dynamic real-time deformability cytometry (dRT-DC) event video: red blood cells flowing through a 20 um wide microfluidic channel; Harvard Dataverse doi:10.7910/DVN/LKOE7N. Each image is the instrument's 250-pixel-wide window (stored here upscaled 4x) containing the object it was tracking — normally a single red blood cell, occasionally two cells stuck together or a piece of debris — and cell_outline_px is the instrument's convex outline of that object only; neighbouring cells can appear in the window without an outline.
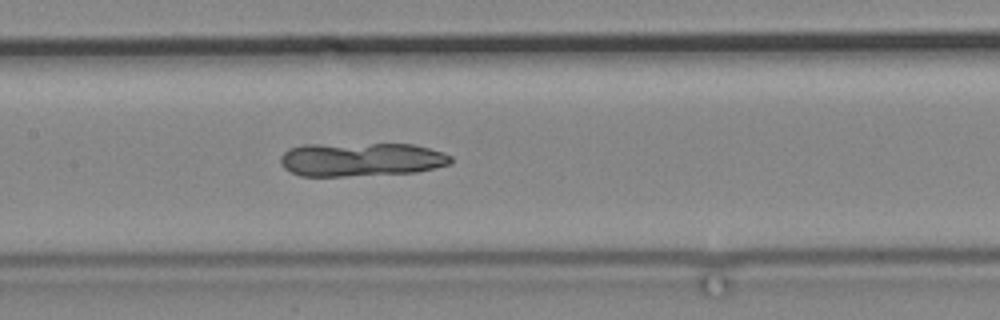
{"species": "common noctule bat (a hibernating species)", "species_latin": "Nyctalus noctula", "temperature_condition": "cold", "stored_images_in_passage": 12, "camera_frame_rate_fps": 3000, "um_per_image_px": 0.085, "animal": {"sex": "male", "body_mass_g": 19.2, "forearm_length_mm": 51.8}, "frame": {"image": 1, "passage_image": 12, "time_ms": 14.333, "image_size_px": [1000, 320], "cell_outline_px": [[452, 164], [416, 172], [344, 176], [300, 176], [284, 168], [280, 164], [280, 156], [288, 148], [304, 144], [412, 144], [428, 148], [452, 156]], "centroid_in_image_um": [30.66, 13.55], "position_along_channel_um": 176.7, "area_um2": 33.58}}